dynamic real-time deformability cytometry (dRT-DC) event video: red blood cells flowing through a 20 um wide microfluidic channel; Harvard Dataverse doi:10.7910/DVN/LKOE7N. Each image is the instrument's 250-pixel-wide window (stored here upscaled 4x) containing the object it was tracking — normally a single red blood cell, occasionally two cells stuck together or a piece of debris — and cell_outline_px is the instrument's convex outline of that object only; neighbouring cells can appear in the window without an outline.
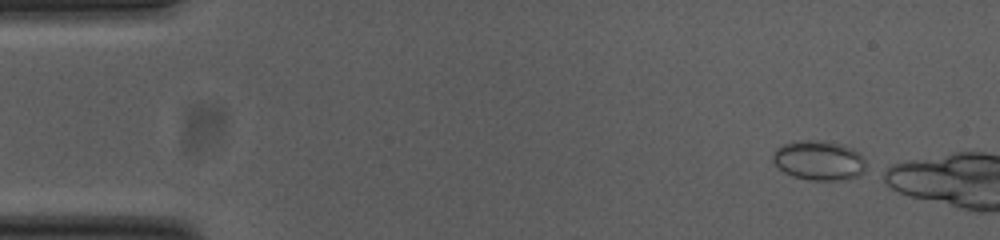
{"species": "common noctule bat (a hibernating species)", "species_latin": "Nyctalus noctula", "temperature_condition": "cold", "stored_images_in_passage": 7, "camera_frame_rate_fps": 3000, "um_per_image_px": 0.085, "animal": {"sex": "female", "body_mass_g": 23.0, "forearm_length_mm": 53.4}, "frame": {"image": 1, "passage_image": 1, "time_ms": 0.0, "image_size_px": [1000, 240], "cell_outline_px": [[868, 172], [860, 176], [844, 180], [808, 180], [792, 176], [784, 172], [772, 160], [772, 152], [776, 148], [784, 144], [796, 140], [824, 140], [844, 144], [860, 152], [864, 160]], "centroid_in_image_um": [69.65, 13.63], "position_along_channel_um": 15.3, "area_um2": 22.14}}